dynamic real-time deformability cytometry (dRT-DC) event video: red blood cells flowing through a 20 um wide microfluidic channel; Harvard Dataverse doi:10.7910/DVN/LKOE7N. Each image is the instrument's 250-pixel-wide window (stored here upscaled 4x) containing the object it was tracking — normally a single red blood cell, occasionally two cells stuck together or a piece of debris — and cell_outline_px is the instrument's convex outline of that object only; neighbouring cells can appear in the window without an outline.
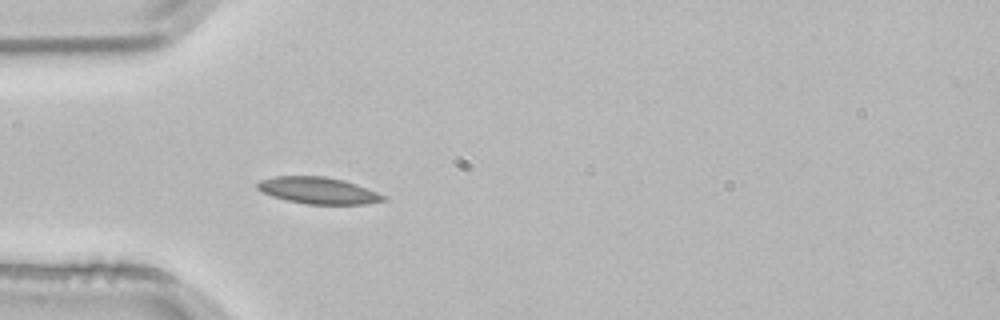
{"species": "common noctule bat (a hibernating species)", "species_latin": "Nyctalus noctula", "temperature_condition": "room temperature", "stored_images_in_passage": 3, "camera_frame_rate_fps": 3000, "um_per_image_px": 0.085, "animal": {"sex": "male", "body_mass_g": 21.5, "forearm_length_mm": 52.0}, "frame": {"image": 1, "passage_image": 3, "time_ms": 0.667, "image_size_px": [1000, 320], "cell_outline_px": [[388, 200], [368, 204], [308, 204], [284, 200], [272, 196], [256, 188], [256, 184], [260, 180], [276, 176], [324, 176], [344, 180], [356, 184], [388, 196]], "centroid_in_image_um": [27.08, 16.2], "position_along_channel_um": 57.9, "area_um2": 19.71}}